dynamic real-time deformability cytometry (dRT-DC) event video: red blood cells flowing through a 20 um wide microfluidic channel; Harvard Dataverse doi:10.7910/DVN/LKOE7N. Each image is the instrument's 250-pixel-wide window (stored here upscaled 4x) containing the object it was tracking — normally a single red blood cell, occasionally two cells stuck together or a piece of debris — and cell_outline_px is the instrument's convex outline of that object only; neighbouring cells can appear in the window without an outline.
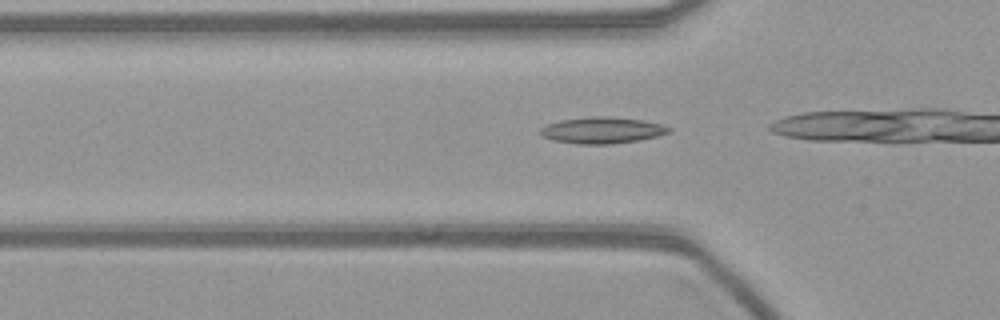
{"species": "common noctule bat (a hibernating species)", "species_latin": "Nyctalus noctula", "temperature_condition": "warm", "stored_images_in_passage": 15, "camera_frame_rate_fps": 3000, "um_per_image_px": 0.085, "animal": {"sex": "female", "body_mass_g": 21.9}, "frame": {"image": 1, "passage_image": 9, "time_ms": 2.667, "image_size_px": [1000, 320], "cell_outline_px": [[672, 132], [640, 140], [612, 144], [576, 144], [552, 140], [544, 136], [540, 132], [540, 128], [544, 124], [560, 120], [592, 116], [604, 116], [644, 120], [660, 124], [672, 128]], "centroid_in_image_um": [51.17, 11.07], "position_along_channel_um": 74.6, "area_um2": 19.88}}